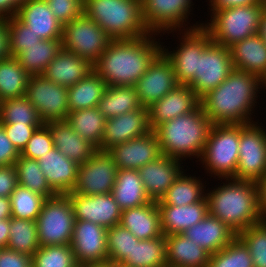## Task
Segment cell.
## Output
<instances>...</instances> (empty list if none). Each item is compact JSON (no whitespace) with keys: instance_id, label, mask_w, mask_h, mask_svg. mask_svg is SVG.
I'll return each instance as SVG.
<instances>
[{"instance_id":"cb8c5ba5","label":"cell","mask_w":266,"mask_h":267,"mask_svg":"<svg viewBox=\"0 0 266 267\" xmlns=\"http://www.w3.org/2000/svg\"><path fill=\"white\" fill-rule=\"evenodd\" d=\"M16 17L42 40L62 38L63 24L55 18L45 0H28L21 4Z\"/></svg>"},{"instance_id":"f5cc1de1","label":"cell","mask_w":266,"mask_h":267,"mask_svg":"<svg viewBox=\"0 0 266 267\" xmlns=\"http://www.w3.org/2000/svg\"><path fill=\"white\" fill-rule=\"evenodd\" d=\"M19 156L20 152L12 144L0 124V166L15 165Z\"/></svg>"},{"instance_id":"f6af8a7d","label":"cell","mask_w":266,"mask_h":267,"mask_svg":"<svg viewBox=\"0 0 266 267\" xmlns=\"http://www.w3.org/2000/svg\"><path fill=\"white\" fill-rule=\"evenodd\" d=\"M108 260L114 264H121L131 255L134 244L139 239L120 224L107 229Z\"/></svg>"},{"instance_id":"d6a6232c","label":"cell","mask_w":266,"mask_h":267,"mask_svg":"<svg viewBox=\"0 0 266 267\" xmlns=\"http://www.w3.org/2000/svg\"><path fill=\"white\" fill-rule=\"evenodd\" d=\"M106 89V81L91 71L84 79L68 87L69 112L97 107Z\"/></svg>"},{"instance_id":"4dcf8cb0","label":"cell","mask_w":266,"mask_h":267,"mask_svg":"<svg viewBox=\"0 0 266 267\" xmlns=\"http://www.w3.org/2000/svg\"><path fill=\"white\" fill-rule=\"evenodd\" d=\"M166 237L167 267H207L210 254L182 234Z\"/></svg>"},{"instance_id":"6da1fadb","label":"cell","mask_w":266,"mask_h":267,"mask_svg":"<svg viewBox=\"0 0 266 267\" xmlns=\"http://www.w3.org/2000/svg\"><path fill=\"white\" fill-rule=\"evenodd\" d=\"M152 34L134 39L111 40L93 64V70L106 81L107 86L134 87L162 52L160 43L155 41Z\"/></svg>"},{"instance_id":"9a60e30c","label":"cell","mask_w":266,"mask_h":267,"mask_svg":"<svg viewBox=\"0 0 266 267\" xmlns=\"http://www.w3.org/2000/svg\"><path fill=\"white\" fill-rule=\"evenodd\" d=\"M178 85L171 62L161 52L137 80L134 88L140 104L143 107H149Z\"/></svg>"},{"instance_id":"44dd1931","label":"cell","mask_w":266,"mask_h":267,"mask_svg":"<svg viewBox=\"0 0 266 267\" xmlns=\"http://www.w3.org/2000/svg\"><path fill=\"white\" fill-rule=\"evenodd\" d=\"M200 105V98L189 85H178L159 101L148 107L149 125L155 130L175 117L188 114Z\"/></svg>"},{"instance_id":"4fadbf2b","label":"cell","mask_w":266,"mask_h":267,"mask_svg":"<svg viewBox=\"0 0 266 267\" xmlns=\"http://www.w3.org/2000/svg\"><path fill=\"white\" fill-rule=\"evenodd\" d=\"M233 69L230 48L211 42L198 54L197 71L189 86L201 98L218 87Z\"/></svg>"},{"instance_id":"816d5d0a","label":"cell","mask_w":266,"mask_h":267,"mask_svg":"<svg viewBox=\"0 0 266 267\" xmlns=\"http://www.w3.org/2000/svg\"><path fill=\"white\" fill-rule=\"evenodd\" d=\"M12 144L21 153L35 130L42 125L1 124Z\"/></svg>"},{"instance_id":"4316f807","label":"cell","mask_w":266,"mask_h":267,"mask_svg":"<svg viewBox=\"0 0 266 267\" xmlns=\"http://www.w3.org/2000/svg\"><path fill=\"white\" fill-rule=\"evenodd\" d=\"M50 129L54 147L75 163L83 164L98 150L88 140L76 133L67 121L46 123Z\"/></svg>"},{"instance_id":"7dc6e473","label":"cell","mask_w":266,"mask_h":267,"mask_svg":"<svg viewBox=\"0 0 266 267\" xmlns=\"http://www.w3.org/2000/svg\"><path fill=\"white\" fill-rule=\"evenodd\" d=\"M237 237L250 251L254 267H266V221L242 230Z\"/></svg>"},{"instance_id":"680465c9","label":"cell","mask_w":266,"mask_h":267,"mask_svg":"<svg viewBox=\"0 0 266 267\" xmlns=\"http://www.w3.org/2000/svg\"><path fill=\"white\" fill-rule=\"evenodd\" d=\"M257 190V207L261 218L266 221V176L255 182Z\"/></svg>"},{"instance_id":"83f0119b","label":"cell","mask_w":266,"mask_h":267,"mask_svg":"<svg viewBox=\"0 0 266 267\" xmlns=\"http://www.w3.org/2000/svg\"><path fill=\"white\" fill-rule=\"evenodd\" d=\"M91 71L93 65L87 59L62 49L47 65L42 75L58 85L70 87L84 79Z\"/></svg>"},{"instance_id":"7a4b0ae2","label":"cell","mask_w":266,"mask_h":267,"mask_svg":"<svg viewBox=\"0 0 266 267\" xmlns=\"http://www.w3.org/2000/svg\"><path fill=\"white\" fill-rule=\"evenodd\" d=\"M261 85L260 77L233 69L218 87L200 98V105L213 125L250 124L251 111L257 103Z\"/></svg>"},{"instance_id":"8992f818","label":"cell","mask_w":266,"mask_h":267,"mask_svg":"<svg viewBox=\"0 0 266 267\" xmlns=\"http://www.w3.org/2000/svg\"><path fill=\"white\" fill-rule=\"evenodd\" d=\"M263 12L261 5L239 6L215 11L211 23L203 25L212 42L230 48L258 32Z\"/></svg>"},{"instance_id":"5b68a950","label":"cell","mask_w":266,"mask_h":267,"mask_svg":"<svg viewBox=\"0 0 266 267\" xmlns=\"http://www.w3.org/2000/svg\"><path fill=\"white\" fill-rule=\"evenodd\" d=\"M83 12L112 40L149 34L143 21L141 0H86Z\"/></svg>"},{"instance_id":"e575fe53","label":"cell","mask_w":266,"mask_h":267,"mask_svg":"<svg viewBox=\"0 0 266 267\" xmlns=\"http://www.w3.org/2000/svg\"><path fill=\"white\" fill-rule=\"evenodd\" d=\"M106 120L97 107L75 110L66 117L72 129L98 150H101Z\"/></svg>"},{"instance_id":"9c48e42d","label":"cell","mask_w":266,"mask_h":267,"mask_svg":"<svg viewBox=\"0 0 266 267\" xmlns=\"http://www.w3.org/2000/svg\"><path fill=\"white\" fill-rule=\"evenodd\" d=\"M112 39L84 12L71 22L63 24L62 49L87 59L92 65L107 49Z\"/></svg>"},{"instance_id":"003e7915","label":"cell","mask_w":266,"mask_h":267,"mask_svg":"<svg viewBox=\"0 0 266 267\" xmlns=\"http://www.w3.org/2000/svg\"><path fill=\"white\" fill-rule=\"evenodd\" d=\"M261 6L266 11V0H261Z\"/></svg>"},{"instance_id":"277c9868","label":"cell","mask_w":266,"mask_h":267,"mask_svg":"<svg viewBox=\"0 0 266 267\" xmlns=\"http://www.w3.org/2000/svg\"><path fill=\"white\" fill-rule=\"evenodd\" d=\"M212 121L199 105L192 112L159 125L157 134L162 155L182 161L184 157L201 158Z\"/></svg>"},{"instance_id":"603a6c76","label":"cell","mask_w":266,"mask_h":267,"mask_svg":"<svg viewBox=\"0 0 266 267\" xmlns=\"http://www.w3.org/2000/svg\"><path fill=\"white\" fill-rule=\"evenodd\" d=\"M49 186L57 194H67L73 191L79 164L65 157L55 147L38 159Z\"/></svg>"},{"instance_id":"6f0895ef","label":"cell","mask_w":266,"mask_h":267,"mask_svg":"<svg viewBox=\"0 0 266 267\" xmlns=\"http://www.w3.org/2000/svg\"><path fill=\"white\" fill-rule=\"evenodd\" d=\"M10 57L8 24L6 20H0V61Z\"/></svg>"},{"instance_id":"ab89813d","label":"cell","mask_w":266,"mask_h":267,"mask_svg":"<svg viewBox=\"0 0 266 267\" xmlns=\"http://www.w3.org/2000/svg\"><path fill=\"white\" fill-rule=\"evenodd\" d=\"M7 248L30 257L39 249L40 242L35 220L11 217Z\"/></svg>"},{"instance_id":"d4e9b609","label":"cell","mask_w":266,"mask_h":267,"mask_svg":"<svg viewBox=\"0 0 266 267\" xmlns=\"http://www.w3.org/2000/svg\"><path fill=\"white\" fill-rule=\"evenodd\" d=\"M157 206L160 212L162 233L165 236L182 234L185 230L203 220L209 213L207 197L200 202L184 206Z\"/></svg>"},{"instance_id":"30bf717a","label":"cell","mask_w":266,"mask_h":267,"mask_svg":"<svg viewBox=\"0 0 266 267\" xmlns=\"http://www.w3.org/2000/svg\"><path fill=\"white\" fill-rule=\"evenodd\" d=\"M257 124H240L238 166L234 179L256 182L266 176V132Z\"/></svg>"},{"instance_id":"8d00e7d4","label":"cell","mask_w":266,"mask_h":267,"mask_svg":"<svg viewBox=\"0 0 266 267\" xmlns=\"http://www.w3.org/2000/svg\"><path fill=\"white\" fill-rule=\"evenodd\" d=\"M60 50H62L61 39L41 40L36 45L24 47V51L16 59L30 76L41 75Z\"/></svg>"},{"instance_id":"8fae6325","label":"cell","mask_w":266,"mask_h":267,"mask_svg":"<svg viewBox=\"0 0 266 267\" xmlns=\"http://www.w3.org/2000/svg\"><path fill=\"white\" fill-rule=\"evenodd\" d=\"M25 96L44 124L66 120L69 113L68 87L58 85L42 74L31 75Z\"/></svg>"},{"instance_id":"94428289","label":"cell","mask_w":266,"mask_h":267,"mask_svg":"<svg viewBox=\"0 0 266 267\" xmlns=\"http://www.w3.org/2000/svg\"><path fill=\"white\" fill-rule=\"evenodd\" d=\"M10 219H0V249L7 248L9 241Z\"/></svg>"},{"instance_id":"ffe728a7","label":"cell","mask_w":266,"mask_h":267,"mask_svg":"<svg viewBox=\"0 0 266 267\" xmlns=\"http://www.w3.org/2000/svg\"><path fill=\"white\" fill-rule=\"evenodd\" d=\"M150 131L148 107L109 118L105 123L101 151H108L113 146L144 136Z\"/></svg>"},{"instance_id":"c3c4849f","label":"cell","mask_w":266,"mask_h":267,"mask_svg":"<svg viewBox=\"0 0 266 267\" xmlns=\"http://www.w3.org/2000/svg\"><path fill=\"white\" fill-rule=\"evenodd\" d=\"M5 20L9 29V49L11 57L16 58L24 51V47H31L42 40L16 16Z\"/></svg>"},{"instance_id":"52a82bcc","label":"cell","mask_w":266,"mask_h":267,"mask_svg":"<svg viewBox=\"0 0 266 267\" xmlns=\"http://www.w3.org/2000/svg\"><path fill=\"white\" fill-rule=\"evenodd\" d=\"M240 124H215L205 143L201 162L218 178H233L238 166Z\"/></svg>"},{"instance_id":"3957f363","label":"cell","mask_w":266,"mask_h":267,"mask_svg":"<svg viewBox=\"0 0 266 267\" xmlns=\"http://www.w3.org/2000/svg\"><path fill=\"white\" fill-rule=\"evenodd\" d=\"M226 180L231 182L206 194L208 210L238 234L263 220L257 207V190L253 181Z\"/></svg>"},{"instance_id":"89a4df30","label":"cell","mask_w":266,"mask_h":267,"mask_svg":"<svg viewBox=\"0 0 266 267\" xmlns=\"http://www.w3.org/2000/svg\"><path fill=\"white\" fill-rule=\"evenodd\" d=\"M113 267H125V266H122V265H120V264H114V263H113Z\"/></svg>"},{"instance_id":"a7ac6f4b","label":"cell","mask_w":266,"mask_h":267,"mask_svg":"<svg viewBox=\"0 0 266 267\" xmlns=\"http://www.w3.org/2000/svg\"><path fill=\"white\" fill-rule=\"evenodd\" d=\"M262 86H264V84H265V86H266V76L262 79Z\"/></svg>"},{"instance_id":"74e56055","label":"cell","mask_w":266,"mask_h":267,"mask_svg":"<svg viewBox=\"0 0 266 267\" xmlns=\"http://www.w3.org/2000/svg\"><path fill=\"white\" fill-rule=\"evenodd\" d=\"M183 173L184 171L177 177L167 193L156 201L157 205L184 206L200 202L206 197L203 189L205 187L201 180L185 176Z\"/></svg>"},{"instance_id":"ee69618b","label":"cell","mask_w":266,"mask_h":267,"mask_svg":"<svg viewBox=\"0 0 266 267\" xmlns=\"http://www.w3.org/2000/svg\"><path fill=\"white\" fill-rule=\"evenodd\" d=\"M10 199L12 217L36 221L46 198L18 185Z\"/></svg>"},{"instance_id":"7402d4cb","label":"cell","mask_w":266,"mask_h":267,"mask_svg":"<svg viewBox=\"0 0 266 267\" xmlns=\"http://www.w3.org/2000/svg\"><path fill=\"white\" fill-rule=\"evenodd\" d=\"M181 160L166 155L138 169L143 186L152 201H159L182 173Z\"/></svg>"},{"instance_id":"836d02e7","label":"cell","mask_w":266,"mask_h":267,"mask_svg":"<svg viewBox=\"0 0 266 267\" xmlns=\"http://www.w3.org/2000/svg\"><path fill=\"white\" fill-rule=\"evenodd\" d=\"M143 106L132 86H107L104 95L98 103L99 112L106 118H113Z\"/></svg>"},{"instance_id":"d590c367","label":"cell","mask_w":266,"mask_h":267,"mask_svg":"<svg viewBox=\"0 0 266 267\" xmlns=\"http://www.w3.org/2000/svg\"><path fill=\"white\" fill-rule=\"evenodd\" d=\"M120 265L125 267H167L165 235L139 240L134 244L131 255H128Z\"/></svg>"},{"instance_id":"9f6ffc18","label":"cell","mask_w":266,"mask_h":267,"mask_svg":"<svg viewBox=\"0 0 266 267\" xmlns=\"http://www.w3.org/2000/svg\"><path fill=\"white\" fill-rule=\"evenodd\" d=\"M212 14L215 11L239 6L261 5V0H210Z\"/></svg>"},{"instance_id":"681fc988","label":"cell","mask_w":266,"mask_h":267,"mask_svg":"<svg viewBox=\"0 0 266 267\" xmlns=\"http://www.w3.org/2000/svg\"><path fill=\"white\" fill-rule=\"evenodd\" d=\"M53 148L54 143L50 129L46 124H43L35 130L20 155L25 158L38 160L42 155L46 154Z\"/></svg>"},{"instance_id":"d6986e66","label":"cell","mask_w":266,"mask_h":267,"mask_svg":"<svg viewBox=\"0 0 266 267\" xmlns=\"http://www.w3.org/2000/svg\"><path fill=\"white\" fill-rule=\"evenodd\" d=\"M107 152L113 158L118 169L134 170H138L162 155L154 130L144 136L113 146Z\"/></svg>"},{"instance_id":"f35d334b","label":"cell","mask_w":266,"mask_h":267,"mask_svg":"<svg viewBox=\"0 0 266 267\" xmlns=\"http://www.w3.org/2000/svg\"><path fill=\"white\" fill-rule=\"evenodd\" d=\"M30 75L16 58L0 61V102L26 95Z\"/></svg>"},{"instance_id":"f1b7e54d","label":"cell","mask_w":266,"mask_h":267,"mask_svg":"<svg viewBox=\"0 0 266 267\" xmlns=\"http://www.w3.org/2000/svg\"><path fill=\"white\" fill-rule=\"evenodd\" d=\"M119 224L128 229L139 240L163 236L160 212L156 201L123 210Z\"/></svg>"},{"instance_id":"ba28073f","label":"cell","mask_w":266,"mask_h":267,"mask_svg":"<svg viewBox=\"0 0 266 267\" xmlns=\"http://www.w3.org/2000/svg\"><path fill=\"white\" fill-rule=\"evenodd\" d=\"M75 221L67 194L46 198L36 220L40 246L70 245Z\"/></svg>"},{"instance_id":"5bb4252c","label":"cell","mask_w":266,"mask_h":267,"mask_svg":"<svg viewBox=\"0 0 266 267\" xmlns=\"http://www.w3.org/2000/svg\"><path fill=\"white\" fill-rule=\"evenodd\" d=\"M118 168L107 151L97 150L89 160L79 165L75 187L72 192L84 195L112 192Z\"/></svg>"},{"instance_id":"60d3db41","label":"cell","mask_w":266,"mask_h":267,"mask_svg":"<svg viewBox=\"0 0 266 267\" xmlns=\"http://www.w3.org/2000/svg\"><path fill=\"white\" fill-rule=\"evenodd\" d=\"M18 185L36 192L45 198H51L57 193L49 186L38 160L19 156L15 162Z\"/></svg>"},{"instance_id":"be15d7a7","label":"cell","mask_w":266,"mask_h":267,"mask_svg":"<svg viewBox=\"0 0 266 267\" xmlns=\"http://www.w3.org/2000/svg\"><path fill=\"white\" fill-rule=\"evenodd\" d=\"M257 34L262 38L263 42L266 44V11L265 10H263L262 12Z\"/></svg>"},{"instance_id":"7bdbcfd3","label":"cell","mask_w":266,"mask_h":267,"mask_svg":"<svg viewBox=\"0 0 266 267\" xmlns=\"http://www.w3.org/2000/svg\"><path fill=\"white\" fill-rule=\"evenodd\" d=\"M207 267H254L250 251L236 236L227 246L211 254Z\"/></svg>"},{"instance_id":"bcb514c9","label":"cell","mask_w":266,"mask_h":267,"mask_svg":"<svg viewBox=\"0 0 266 267\" xmlns=\"http://www.w3.org/2000/svg\"><path fill=\"white\" fill-rule=\"evenodd\" d=\"M32 267H78L70 245L40 246L32 256Z\"/></svg>"},{"instance_id":"03108f58","label":"cell","mask_w":266,"mask_h":267,"mask_svg":"<svg viewBox=\"0 0 266 267\" xmlns=\"http://www.w3.org/2000/svg\"><path fill=\"white\" fill-rule=\"evenodd\" d=\"M17 8H19V6L25 2H27L28 0H10Z\"/></svg>"},{"instance_id":"e7e4bbea","label":"cell","mask_w":266,"mask_h":267,"mask_svg":"<svg viewBox=\"0 0 266 267\" xmlns=\"http://www.w3.org/2000/svg\"><path fill=\"white\" fill-rule=\"evenodd\" d=\"M78 267H113V263L109 260L102 261V262H95V263H89V264H83Z\"/></svg>"},{"instance_id":"7c38bea8","label":"cell","mask_w":266,"mask_h":267,"mask_svg":"<svg viewBox=\"0 0 266 267\" xmlns=\"http://www.w3.org/2000/svg\"><path fill=\"white\" fill-rule=\"evenodd\" d=\"M199 25L194 24L191 29L190 27L185 29L178 50L169 52L168 49L162 48V53L172 64L179 85H190L193 82L197 71L198 54H202L212 42L209 32L203 27L204 24Z\"/></svg>"},{"instance_id":"484cf974","label":"cell","mask_w":266,"mask_h":267,"mask_svg":"<svg viewBox=\"0 0 266 267\" xmlns=\"http://www.w3.org/2000/svg\"><path fill=\"white\" fill-rule=\"evenodd\" d=\"M182 235L200 245L210 255L227 246L237 236L220 219L209 213L203 220L185 230Z\"/></svg>"},{"instance_id":"91938a15","label":"cell","mask_w":266,"mask_h":267,"mask_svg":"<svg viewBox=\"0 0 266 267\" xmlns=\"http://www.w3.org/2000/svg\"><path fill=\"white\" fill-rule=\"evenodd\" d=\"M18 8L10 0H0V20L16 16Z\"/></svg>"},{"instance_id":"db71d44e","label":"cell","mask_w":266,"mask_h":267,"mask_svg":"<svg viewBox=\"0 0 266 267\" xmlns=\"http://www.w3.org/2000/svg\"><path fill=\"white\" fill-rule=\"evenodd\" d=\"M17 186L15 165L0 166V196L10 198Z\"/></svg>"},{"instance_id":"2e32d148","label":"cell","mask_w":266,"mask_h":267,"mask_svg":"<svg viewBox=\"0 0 266 267\" xmlns=\"http://www.w3.org/2000/svg\"><path fill=\"white\" fill-rule=\"evenodd\" d=\"M191 4V0H141L144 24L153 35L172 32L186 22Z\"/></svg>"},{"instance_id":"ac0fdd59","label":"cell","mask_w":266,"mask_h":267,"mask_svg":"<svg viewBox=\"0 0 266 267\" xmlns=\"http://www.w3.org/2000/svg\"><path fill=\"white\" fill-rule=\"evenodd\" d=\"M107 229L98 224L76 220L70 246L78 266L108 260Z\"/></svg>"},{"instance_id":"1f68e13d","label":"cell","mask_w":266,"mask_h":267,"mask_svg":"<svg viewBox=\"0 0 266 267\" xmlns=\"http://www.w3.org/2000/svg\"><path fill=\"white\" fill-rule=\"evenodd\" d=\"M111 194L123 211L150 203L138 170L118 169Z\"/></svg>"},{"instance_id":"b9f144b4","label":"cell","mask_w":266,"mask_h":267,"mask_svg":"<svg viewBox=\"0 0 266 267\" xmlns=\"http://www.w3.org/2000/svg\"><path fill=\"white\" fill-rule=\"evenodd\" d=\"M0 124L43 125L37 110L26 96L0 102Z\"/></svg>"},{"instance_id":"f907efd6","label":"cell","mask_w":266,"mask_h":267,"mask_svg":"<svg viewBox=\"0 0 266 267\" xmlns=\"http://www.w3.org/2000/svg\"><path fill=\"white\" fill-rule=\"evenodd\" d=\"M55 18L62 24L71 22L83 13L82 0H45Z\"/></svg>"},{"instance_id":"f546056e","label":"cell","mask_w":266,"mask_h":267,"mask_svg":"<svg viewBox=\"0 0 266 267\" xmlns=\"http://www.w3.org/2000/svg\"><path fill=\"white\" fill-rule=\"evenodd\" d=\"M234 69L246 71L261 79L266 76V44L256 33L230 47Z\"/></svg>"},{"instance_id":"11a10c76","label":"cell","mask_w":266,"mask_h":267,"mask_svg":"<svg viewBox=\"0 0 266 267\" xmlns=\"http://www.w3.org/2000/svg\"><path fill=\"white\" fill-rule=\"evenodd\" d=\"M0 267H32V257L9 248H2Z\"/></svg>"},{"instance_id":"e0dca14e","label":"cell","mask_w":266,"mask_h":267,"mask_svg":"<svg viewBox=\"0 0 266 267\" xmlns=\"http://www.w3.org/2000/svg\"><path fill=\"white\" fill-rule=\"evenodd\" d=\"M67 195L76 220L89 221L106 229L120 223L122 210L111 193L84 195L70 192Z\"/></svg>"},{"instance_id":"6125c7cd","label":"cell","mask_w":266,"mask_h":267,"mask_svg":"<svg viewBox=\"0 0 266 267\" xmlns=\"http://www.w3.org/2000/svg\"><path fill=\"white\" fill-rule=\"evenodd\" d=\"M11 199L0 196V219H11Z\"/></svg>"}]
</instances>
